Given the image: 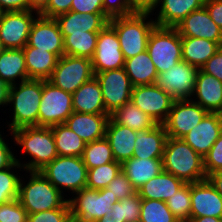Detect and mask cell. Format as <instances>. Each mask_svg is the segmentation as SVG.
<instances>
[{
    "instance_id": "bcb514c9",
    "label": "cell",
    "mask_w": 222,
    "mask_h": 222,
    "mask_svg": "<svg viewBox=\"0 0 222 222\" xmlns=\"http://www.w3.org/2000/svg\"><path fill=\"white\" fill-rule=\"evenodd\" d=\"M106 188L109 189L110 193L113 196H116L119 200L127 198L137 192L122 171L117 174Z\"/></svg>"
},
{
    "instance_id": "681fc988",
    "label": "cell",
    "mask_w": 222,
    "mask_h": 222,
    "mask_svg": "<svg viewBox=\"0 0 222 222\" xmlns=\"http://www.w3.org/2000/svg\"><path fill=\"white\" fill-rule=\"evenodd\" d=\"M72 0H50L48 7L40 14L47 18H55L58 15L70 11Z\"/></svg>"
},
{
    "instance_id": "d4e9b609",
    "label": "cell",
    "mask_w": 222,
    "mask_h": 222,
    "mask_svg": "<svg viewBox=\"0 0 222 222\" xmlns=\"http://www.w3.org/2000/svg\"><path fill=\"white\" fill-rule=\"evenodd\" d=\"M73 112L88 114H109L103 102L99 81L94 76L72 94Z\"/></svg>"
},
{
    "instance_id": "f35d334b",
    "label": "cell",
    "mask_w": 222,
    "mask_h": 222,
    "mask_svg": "<svg viewBox=\"0 0 222 222\" xmlns=\"http://www.w3.org/2000/svg\"><path fill=\"white\" fill-rule=\"evenodd\" d=\"M120 171L121 163L117 161L88 169L86 187L95 190L106 188Z\"/></svg>"
},
{
    "instance_id": "db71d44e",
    "label": "cell",
    "mask_w": 222,
    "mask_h": 222,
    "mask_svg": "<svg viewBox=\"0 0 222 222\" xmlns=\"http://www.w3.org/2000/svg\"><path fill=\"white\" fill-rule=\"evenodd\" d=\"M0 8L4 12L30 10V0H0Z\"/></svg>"
},
{
    "instance_id": "6125c7cd",
    "label": "cell",
    "mask_w": 222,
    "mask_h": 222,
    "mask_svg": "<svg viewBox=\"0 0 222 222\" xmlns=\"http://www.w3.org/2000/svg\"><path fill=\"white\" fill-rule=\"evenodd\" d=\"M4 49H5V48L3 47L2 41H1V38H0V53H1Z\"/></svg>"
},
{
    "instance_id": "7402d4cb",
    "label": "cell",
    "mask_w": 222,
    "mask_h": 222,
    "mask_svg": "<svg viewBox=\"0 0 222 222\" xmlns=\"http://www.w3.org/2000/svg\"><path fill=\"white\" fill-rule=\"evenodd\" d=\"M110 114H88L73 112L65 124L86 143L105 138Z\"/></svg>"
},
{
    "instance_id": "c3c4849f",
    "label": "cell",
    "mask_w": 222,
    "mask_h": 222,
    "mask_svg": "<svg viewBox=\"0 0 222 222\" xmlns=\"http://www.w3.org/2000/svg\"><path fill=\"white\" fill-rule=\"evenodd\" d=\"M70 11L80 13H104L103 0H72Z\"/></svg>"
},
{
    "instance_id": "74e56055",
    "label": "cell",
    "mask_w": 222,
    "mask_h": 222,
    "mask_svg": "<svg viewBox=\"0 0 222 222\" xmlns=\"http://www.w3.org/2000/svg\"><path fill=\"white\" fill-rule=\"evenodd\" d=\"M139 222H180L170 211L166 202L141 199Z\"/></svg>"
},
{
    "instance_id": "2e32d148",
    "label": "cell",
    "mask_w": 222,
    "mask_h": 222,
    "mask_svg": "<svg viewBox=\"0 0 222 222\" xmlns=\"http://www.w3.org/2000/svg\"><path fill=\"white\" fill-rule=\"evenodd\" d=\"M92 60L93 72L124 68V57L115 30L107 24L98 33L95 54Z\"/></svg>"
},
{
    "instance_id": "cb8c5ba5",
    "label": "cell",
    "mask_w": 222,
    "mask_h": 222,
    "mask_svg": "<svg viewBox=\"0 0 222 222\" xmlns=\"http://www.w3.org/2000/svg\"><path fill=\"white\" fill-rule=\"evenodd\" d=\"M138 131L115 123L109 118L105 137L109 141L115 161L123 163L133 157Z\"/></svg>"
},
{
    "instance_id": "680465c9",
    "label": "cell",
    "mask_w": 222,
    "mask_h": 222,
    "mask_svg": "<svg viewBox=\"0 0 222 222\" xmlns=\"http://www.w3.org/2000/svg\"><path fill=\"white\" fill-rule=\"evenodd\" d=\"M50 0H30V11H33L36 15H40L49 4Z\"/></svg>"
},
{
    "instance_id": "836d02e7",
    "label": "cell",
    "mask_w": 222,
    "mask_h": 222,
    "mask_svg": "<svg viewBox=\"0 0 222 222\" xmlns=\"http://www.w3.org/2000/svg\"><path fill=\"white\" fill-rule=\"evenodd\" d=\"M110 118L115 123L138 132L149 130L157 125L154 119L135 106L131 101L116 109L110 114Z\"/></svg>"
},
{
    "instance_id": "b9f144b4",
    "label": "cell",
    "mask_w": 222,
    "mask_h": 222,
    "mask_svg": "<svg viewBox=\"0 0 222 222\" xmlns=\"http://www.w3.org/2000/svg\"><path fill=\"white\" fill-rule=\"evenodd\" d=\"M141 198L138 192L118 201V215L120 221L139 222Z\"/></svg>"
},
{
    "instance_id": "3957f363",
    "label": "cell",
    "mask_w": 222,
    "mask_h": 222,
    "mask_svg": "<svg viewBox=\"0 0 222 222\" xmlns=\"http://www.w3.org/2000/svg\"><path fill=\"white\" fill-rule=\"evenodd\" d=\"M151 12H138L127 16L113 17L108 24L115 30L124 60L147 50L151 31L157 26L155 21L145 20Z\"/></svg>"
},
{
    "instance_id": "6f0895ef",
    "label": "cell",
    "mask_w": 222,
    "mask_h": 222,
    "mask_svg": "<svg viewBox=\"0 0 222 222\" xmlns=\"http://www.w3.org/2000/svg\"><path fill=\"white\" fill-rule=\"evenodd\" d=\"M96 222H124L120 221L119 215H118V202H116L113 207L112 211L106 213L105 216L97 220Z\"/></svg>"
},
{
    "instance_id": "4dcf8cb0",
    "label": "cell",
    "mask_w": 222,
    "mask_h": 222,
    "mask_svg": "<svg viewBox=\"0 0 222 222\" xmlns=\"http://www.w3.org/2000/svg\"><path fill=\"white\" fill-rule=\"evenodd\" d=\"M182 60L201 69L221 47L217 42L204 38L181 37Z\"/></svg>"
},
{
    "instance_id": "be15d7a7",
    "label": "cell",
    "mask_w": 222,
    "mask_h": 222,
    "mask_svg": "<svg viewBox=\"0 0 222 222\" xmlns=\"http://www.w3.org/2000/svg\"><path fill=\"white\" fill-rule=\"evenodd\" d=\"M66 222H77L73 217H70Z\"/></svg>"
},
{
    "instance_id": "11a10c76",
    "label": "cell",
    "mask_w": 222,
    "mask_h": 222,
    "mask_svg": "<svg viewBox=\"0 0 222 222\" xmlns=\"http://www.w3.org/2000/svg\"><path fill=\"white\" fill-rule=\"evenodd\" d=\"M160 0H130L131 6L138 12H151L156 9Z\"/></svg>"
},
{
    "instance_id": "1f68e13d",
    "label": "cell",
    "mask_w": 222,
    "mask_h": 222,
    "mask_svg": "<svg viewBox=\"0 0 222 222\" xmlns=\"http://www.w3.org/2000/svg\"><path fill=\"white\" fill-rule=\"evenodd\" d=\"M124 69L132 86L155 84L158 73L148 51L126 59Z\"/></svg>"
},
{
    "instance_id": "ee69618b",
    "label": "cell",
    "mask_w": 222,
    "mask_h": 222,
    "mask_svg": "<svg viewBox=\"0 0 222 222\" xmlns=\"http://www.w3.org/2000/svg\"><path fill=\"white\" fill-rule=\"evenodd\" d=\"M203 159L207 177L216 171L222 170V132Z\"/></svg>"
},
{
    "instance_id": "f1b7e54d",
    "label": "cell",
    "mask_w": 222,
    "mask_h": 222,
    "mask_svg": "<svg viewBox=\"0 0 222 222\" xmlns=\"http://www.w3.org/2000/svg\"><path fill=\"white\" fill-rule=\"evenodd\" d=\"M28 79L48 80L56 67L58 57L49 51L26 44L23 47Z\"/></svg>"
},
{
    "instance_id": "30bf717a",
    "label": "cell",
    "mask_w": 222,
    "mask_h": 222,
    "mask_svg": "<svg viewBox=\"0 0 222 222\" xmlns=\"http://www.w3.org/2000/svg\"><path fill=\"white\" fill-rule=\"evenodd\" d=\"M95 76L92 60L64 54L48 79L54 86L73 94L81 85Z\"/></svg>"
},
{
    "instance_id": "52a82bcc",
    "label": "cell",
    "mask_w": 222,
    "mask_h": 222,
    "mask_svg": "<svg viewBox=\"0 0 222 222\" xmlns=\"http://www.w3.org/2000/svg\"><path fill=\"white\" fill-rule=\"evenodd\" d=\"M147 51L157 73L167 71L182 60L181 36L175 28L156 26L149 36Z\"/></svg>"
},
{
    "instance_id": "7a4b0ae2",
    "label": "cell",
    "mask_w": 222,
    "mask_h": 222,
    "mask_svg": "<svg viewBox=\"0 0 222 222\" xmlns=\"http://www.w3.org/2000/svg\"><path fill=\"white\" fill-rule=\"evenodd\" d=\"M12 133L16 144L23 148L22 153L33 157L30 162L21 165L27 172L40 171L58 156L51 127L26 126Z\"/></svg>"
},
{
    "instance_id": "6da1fadb",
    "label": "cell",
    "mask_w": 222,
    "mask_h": 222,
    "mask_svg": "<svg viewBox=\"0 0 222 222\" xmlns=\"http://www.w3.org/2000/svg\"><path fill=\"white\" fill-rule=\"evenodd\" d=\"M162 164L164 171L185 183H196L207 179L204 159L182 138H167Z\"/></svg>"
},
{
    "instance_id": "f907efd6",
    "label": "cell",
    "mask_w": 222,
    "mask_h": 222,
    "mask_svg": "<svg viewBox=\"0 0 222 222\" xmlns=\"http://www.w3.org/2000/svg\"><path fill=\"white\" fill-rule=\"evenodd\" d=\"M222 82V47L201 68Z\"/></svg>"
},
{
    "instance_id": "03108f58",
    "label": "cell",
    "mask_w": 222,
    "mask_h": 222,
    "mask_svg": "<svg viewBox=\"0 0 222 222\" xmlns=\"http://www.w3.org/2000/svg\"><path fill=\"white\" fill-rule=\"evenodd\" d=\"M219 115H220V118H221V120H222V109H221V111L219 112Z\"/></svg>"
},
{
    "instance_id": "d6986e66",
    "label": "cell",
    "mask_w": 222,
    "mask_h": 222,
    "mask_svg": "<svg viewBox=\"0 0 222 222\" xmlns=\"http://www.w3.org/2000/svg\"><path fill=\"white\" fill-rule=\"evenodd\" d=\"M222 132L219 113L208 112L182 139L204 158Z\"/></svg>"
},
{
    "instance_id": "e7e4bbea",
    "label": "cell",
    "mask_w": 222,
    "mask_h": 222,
    "mask_svg": "<svg viewBox=\"0 0 222 222\" xmlns=\"http://www.w3.org/2000/svg\"><path fill=\"white\" fill-rule=\"evenodd\" d=\"M3 14H4V11L0 8V20L2 19Z\"/></svg>"
},
{
    "instance_id": "ac0fdd59",
    "label": "cell",
    "mask_w": 222,
    "mask_h": 222,
    "mask_svg": "<svg viewBox=\"0 0 222 222\" xmlns=\"http://www.w3.org/2000/svg\"><path fill=\"white\" fill-rule=\"evenodd\" d=\"M181 37L204 38L222 47V31L204 7L191 12L175 27Z\"/></svg>"
},
{
    "instance_id": "9a60e30c",
    "label": "cell",
    "mask_w": 222,
    "mask_h": 222,
    "mask_svg": "<svg viewBox=\"0 0 222 222\" xmlns=\"http://www.w3.org/2000/svg\"><path fill=\"white\" fill-rule=\"evenodd\" d=\"M32 12H4L0 20V38L5 49H23L28 43L31 26L35 20Z\"/></svg>"
},
{
    "instance_id": "8d00e7d4",
    "label": "cell",
    "mask_w": 222,
    "mask_h": 222,
    "mask_svg": "<svg viewBox=\"0 0 222 222\" xmlns=\"http://www.w3.org/2000/svg\"><path fill=\"white\" fill-rule=\"evenodd\" d=\"M81 158L87 169L115 161L110 143L106 137L86 143Z\"/></svg>"
},
{
    "instance_id": "484cf974",
    "label": "cell",
    "mask_w": 222,
    "mask_h": 222,
    "mask_svg": "<svg viewBox=\"0 0 222 222\" xmlns=\"http://www.w3.org/2000/svg\"><path fill=\"white\" fill-rule=\"evenodd\" d=\"M167 138L163 124H157L154 128L138 132L133 157L139 159L163 158Z\"/></svg>"
},
{
    "instance_id": "91938a15",
    "label": "cell",
    "mask_w": 222,
    "mask_h": 222,
    "mask_svg": "<svg viewBox=\"0 0 222 222\" xmlns=\"http://www.w3.org/2000/svg\"><path fill=\"white\" fill-rule=\"evenodd\" d=\"M10 85L0 78V106L8 105Z\"/></svg>"
},
{
    "instance_id": "e575fe53",
    "label": "cell",
    "mask_w": 222,
    "mask_h": 222,
    "mask_svg": "<svg viewBox=\"0 0 222 222\" xmlns=\"http://www.w3.org/2000/svg\"><path fill=\"white\" fill-rule=\"evenodd\" d=\"M59 156L81 157L86 142L72 131L65 123L51 126Z\"/></svg>"
},
{
    "instance_id": "9c48e42d",
    "label": "cell",
    "mask_w": 222,
    "mask_h": 222,
    "mask_svg": "<svg viewBox=\"0 0 222 222\" xmlns=\"http://www.w3.org/2000/svg\"><path fill=\"white\" fill-rule=\"evenodd\" d=\"M72 113V94L54 86L48 80H42L38 126L51 127L65 123Z\"/></svg>"
},
{
    "instance_id": "816d5d0a",
    "label": "cell",
    "mask_w": 222,
    "mask_h": 222,
    "mask_svg": "<svg viewBox=\"0 0 222 222\" xmlns=\"http://www.w3.org/2000/svg\"><path fill=\"white\" fill-rule=\"evenodd\" d=\"M1 135L2 134H0V170H3L11 167L16 162V158Z\"/></svg>"
},
{
    "instance_id": "4fadbf2b",
    "label": "cell",
    "mask_w": 222,
    "mask_h": 222,
    "mask_svg": "<svg viewBox=\"0 0 222 222\" xmlns=\"http://www.w3.org/2000/svg\"><path fill=\"white\" fill-rule=\"evenodd\" d=\"M174 100L156 84L138 85L132 88L131 102L157 124H163L166 121Z\"/></svg>"
},
{
    "instance_id": "83f0119b",
    "label": "cell",
    "mask_w": 222,
    "mask_h": 222,
    "mask_svg": "<svg viewBox=\"0 0 222 222\" xmlns=\"http://www.w3.org/2000/svg\"><path fill=\"white\" fill-rule=\"evenodd\" d=\"M186 183L173 174L162 170L158 175L143 184L138 190L141 199L166 202Z\"/></svg>"
},
{
    "instance_id": "5b68a950",
    "label": "cell",
    "mask_w": 222,
    "mask_h": 222,
    "mask_svg": "<svg viewBox=\"0 0 222 222\" xmlns=\"http://www.w3.org/2000/svg\"><path fill=\"white\" fill-rule=\"evenodd\" d=\"M10 86L8 104L13 103L11 132L26 126H38V111L42 98V79H27Z\"/></svg>"
},
{
    "instance_id": "ffe728a7",
    "label": "cell",
    "mask_w": 222,
    "mask_h": 222,
    "mask_svg": "<svg viewBox=\"0 0 222 222\" xmlns=\"http://www.w3.org/2000/svg\"><path fill=\"white\" fill-rule=\"evenodd\" d=\"M222 218V196L208 179L191 183L190 217Z\"/></svg>"
},
{
    "instance_id": "7bdbcfd3",
    "label": "cell",
    "mask_w": 222,
    "mask_h": 222,
    "mask_svg": "<svg viewBox=\"0 0 222 222\" xmlns=\"http://www.w3.org/2000/svg\"><path fill=\"white\" fill-rule=\"evenodd\" d=\"M28 213L18 199L0 205V222H27Z\"/></svg>"
},
{
    "instance_id": "ba28073f",
    "label": "cell",
    "mask_w": 222,
    "mask_h": 222,
    "mask_svg": "<svg viewBox=\"0 0 222 222\" xmlns=\"http://www.w3.org/2000/svg\"><path fill=\"white\" fill-rule=\"evenodd\" d=\"M68 199L71 217L77 222H96L112 211L113 205L119 201L107 188L95 190L83 188Z\"/></svg>"
},
{
    "instance_id": "8fae6325",
    "label": "cell",
    "mask_w": 222,
    "mask_h": 222,
    "mask_svg": "<svg viewBox=\"0 0 222 222\" xmlns=\"http://www.w3.org/2000/svg\"><path fill=\"white\" fill-rule=\"evenodd\" d=\"M199 70L181 60L169 70L158 73L155 84L175 100L192 99Z\"/></svg>"
},
{
    "instance_id": "e0dca14e",
    "label": "cell",
    "mask_w": 222,
    "mask_h": 222,
    "mask_svg": "<svg viewBox=\"0 0 222 222\" xmlns=\"http://www.w3.org/2000/svg\"><path fill=\"white\" fill-rule=\"evenodd\" d=\"M36 17L31 26L27 44L30 47L52 52L60 58L64 55V38L58 23L55 18H47L41 15Z\"/></svg>"
},
{
    "instance_id": "ab89813d",
    "label": "cell",
    "mask_w": 222,
    "mask_h": 222,
    "mask_svg": "<svg viewBox=\"0 0 222 222\" xmlns=\"http://www.w3.org/2000/svg\"><path fill=\"white\" fill-rule=\"evenodd\" d=\"M173 215L180 222H189L191 213V183H186L166 201Z\"/></svg>"
},
{
    "instance_id": "277c9868",
    "label": "cell",
    "mask_w": 222,
    "mask_h": 222,
    "mask_svg": "<svg viewBox=\"0 0 222 222\" xmlns=\"http://www.w3.org/2000/svg\"><path fill=\"white\" fill-rule=\"evenodd\" d=\"M28 183L20 180L18 200L28 214L70 208L68 200L40 171H29ZM26 184V185H23Z\"/></svg>"
},
{
    "instance_id": "603a6c76",
    "label": "cell",
    "mask_w": 222,
    "mask_h": 222,
    "mask_svg": "<svg viewBox=\"0 0 222 222\" xmlns=\"http://www.w3.org/2000/svg\"><path fill=\"white\" fill-rule=\"evenodd\" d=\"M196 94V95H195ZM194 95L199 104L207 112L219 113L222 109V82L214 76L205 73L202 69L199 70Z\"/></svg>"
},
{
    "instance_id": "5bb4252c",
    "label": "cell",
    "mask_w": 222,
    "mask_h": 222,
    "mask_svg": "<svg viewBox=\"0 0 222 222\" xmlns=\"http://www.w3.org/2000/svg\"><path fill=\"white\" fill-rule=\"evenodd\" d=\"M208 112L191 99L174 100L163 123L167 136L182 138L204 118Z\"/></svg>"
},
{
    "instance_id": "44dd1931",
    "label": "cell",
    "mask_w": 222,
    "mask_h": 222,
    "mask_svg": "<svg viewBox=\"0 0 222 222\" xmlns=\"http://www.w3.org/2000/svg\"><path fill=\"white\" fill-rule=\"evenodd\" d=\"M63 38L71 34L99 32L109 22L104 13H80L69 11L55 17Z\"/></svg>"
},
{
    "instance_id": "f6af8a7d",
    "label": "cell",
    "mask_w": 222,
    "mask_h": 222,
    "mask_svg": "<svg viewBox=\"0 0 222 222\" xmlns=\"http://www.w3.org/2000/svg\"><path fill=\"white\" fill-rule=\"evenodd\" d=\"M70 217V208H56L28 214L27 222H66Z\"/></svg>"
},
{
    "instance_id": "4316f807",
    "label": "cell",
    "mask_w": 222,
    "mask_h": 222,
    "mask_svg": "<svg viewBox=\"0 0 222 222\" xmlns=\"http://www.w3.org/2000/svg\"><path fill=\"white\" fill-rule=\"evenodd\" d=\"M155 23L160 27L175 28L191 12L205 6V0H160Z\"/></svg>"
},
{
    "instance_id": "7c38bea8",
    "label": "cell",
    "mask_w": 222,
    "mask_h": 222,
    "mask_svg": "<svg viewBox=\"0 0 222 222\" xmlns=\"http://www.w3.org/2000/svg\"><path fill=\"white\" fill-rule=\"evenodd\" d=\"M99 81L104 107L109 114L131 101L132 84L124 68L95 73Z\"/></svg>"
},
{
    "instance_id": "f546056e",
    "label": "cell",
    "mask_w": 222,
    "mask_h": 222,
    "mask_svg": "<svg viewBox=\"0 0 222 222\" xmlns=\"http://www.w3.org/2000/svg\"><path fill=\"white\" fill-rule=\"evenodd\" d=\"M162 170V158L139 159L132 157L121 164V171L136 190Z\"/></svg>"
},
{
    "instance_id": "60d3db41",
    "label": "cell",
    "mask_w": 222,
    "mask_h": 222,
    "mask_svg": "<svg viewBox=\"0 0 222 222\" xmlns=\"http://www.w3.org/2000/svg\"><path fill=\"white\" fill-rule=\"evenodd\" d=\"M22 168L18 159L9 168L0 170V205L14 199H18L20 176L14 174L10 170L12 168Z\"/></svg>"
},
{
    "instance_id": "d590c367",
    "label": "cell",
    "mask_w": 222,
    "mask_h": 222,
    "mask_svg": "<svg viewBox=\"0 0 222 222\" xmlns=\"http://www.w3.org/2000/svg\"><path fill=\"white\" fill-rule=\"evenodd\" d=\"M99 32H84L67 35L64 38V54L92 59Z\"/></svg>"
},
{
    "instance_id": "d6a6232c",
    "label": "cell",
    "mask_w": 222,
    "mask_h": 222,
    "mask_svg": "<svg viewBox=\"0 0 222 222\" xmlns=\"http://www.w3.org/2000/svg\"><path fill=\"white\" fill-rule=\"evenodd\" d=\"M0 78L10 86L17 78L21 82L28 79L23 49H4L0 53Z\"/></svg>"
},
{
    "instance_id": "94428289",
    "label": "cell",
    "mask_w": 222,
    "mask_h": 222,
    "mask_svg": "<svg viewBox=\"0 0 222 222\" xmlns=\"http://www.w3.org/2000/svg\"><path fill=\"white\" fill-rule=\"evenodd\" d=\"M189 222H222V218H216V217H190Z\"/></svg>"
},
{
    "instance_id": "7dc6e473",
    "label": "cell",
    "mask_w": 222,
    "mask_h": 222,
    "mask_svg": "<svg viewBox=\"0 0 222 222\" xmlns=\"http://www.w3.org/2000/svg\"><path fill=\"white\" fill-rule=\"evenodd\" d=\"M103 9L104 14L109 19L127 16L136 12L131 6L130 0H103Z\"/></svg>"
},
{
    "instance_id": "9f6ffc18",
    "label": "cell",
    "mask_w": 222,
    "mask_h": 222,
    "mask_svg": "<svg viewBox=\"0 0 222 222\" xmlns=\"http://www.w3.org/2000/svg\"><path fill=\"white\" fill-rule=\"evenodd\" d=\"M207 179L215 187L217 192L222 196V170L210 174Z\"/></svg>"
},
{
    "instance_id": "8992f818",
    "label": "cell",
    "mask_w": 222,
    "mask_h": 222,
    "mask_svg": "<svg viewBox=\"0 0 222 222\" xmlns=\"http://www.w3.org/2000/svg\"><path fill=\"white\" fill-rule=\"evenodd\" d=\"M40 172L61 193L63 187L77 193L87 185L88 169L81 157L58 155Z\"/></svg>"
},
{
    "instance_id": "f5cc1de1",
    "label": "cell",
    "mask_w": 222,
    "mask_h": 222,
    "mask_svg": "<svg viewBox=\"0 0 222 222\" xmlns=\"http://www.w3.org/2000/svg\"><path fill=\"white\" fill-rule=\"evenodd\" d=\"M205 8L222 31V0H205Z\"/></svg>"
}]
</instances>
